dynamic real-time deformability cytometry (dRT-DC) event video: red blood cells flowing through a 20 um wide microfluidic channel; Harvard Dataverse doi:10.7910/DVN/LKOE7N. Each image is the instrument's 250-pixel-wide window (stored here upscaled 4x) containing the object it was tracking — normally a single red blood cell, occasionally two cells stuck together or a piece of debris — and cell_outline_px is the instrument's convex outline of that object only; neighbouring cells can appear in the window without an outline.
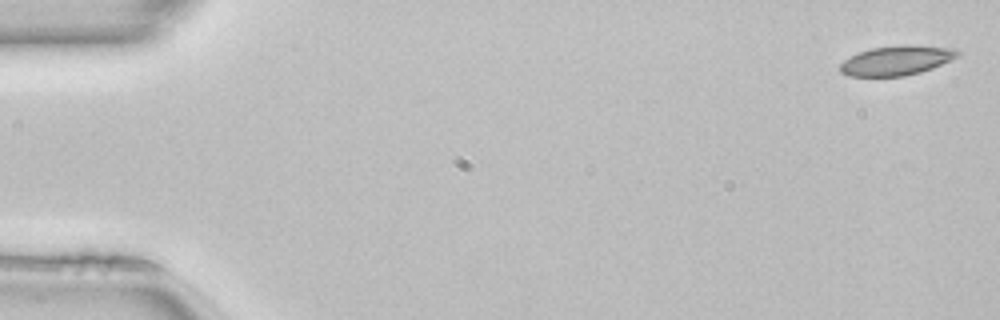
{"species": "common noctule bat (a hibernating species)", "species_latin": "Nyctalus noctula", "temperature_condition": "room temperature", "stored_images_in_passage": 12, "camera_frame_rate_fps": 3000, "um_per_image_px": 0.085, "animal": {"sex": "female", "body_mass_g": 22.7, "forearm_length_mm": 54.2}, "frame": {"image": 1, "passage_image": 1, "time_ms": 0.0, "image_size_px": [1000, 320], "cell_outline_px": [[960, 56], [932, 68], [920, 72], [904, 76], [848, 76], [840, 72], [840, 64], [844, 60], [860, 52], [872, 48], [904, 44], [908, 44], [960, 48]], "centroid_in_image_um": [76.27, 5.12], "position_along_channel_um": 8.7, "area_um2": 20.4}}